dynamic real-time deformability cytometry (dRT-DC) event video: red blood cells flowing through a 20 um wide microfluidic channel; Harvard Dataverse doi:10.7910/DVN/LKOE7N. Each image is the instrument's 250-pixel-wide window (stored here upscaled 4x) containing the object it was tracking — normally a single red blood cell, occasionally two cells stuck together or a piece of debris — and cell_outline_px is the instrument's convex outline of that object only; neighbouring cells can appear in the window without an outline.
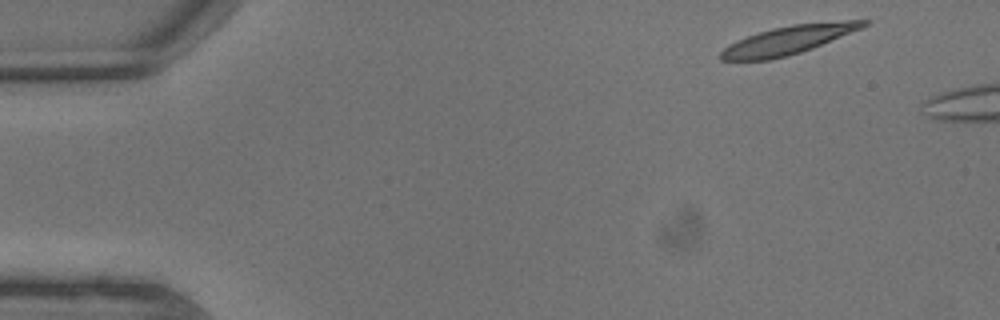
{"species": "common noctule bat (a hibernating species)", "species_latin": "Nyctalus noctula", "temperature_condition": "warm", "stored_images_in_passage": 3, "camera_frame_rate_fps": 3000, "um_per_image_px": 0.085, "animal": {"sex": "male", "body_mass_g": 13.3}, "frame": {"image": 1, "passage_image": 1, "time_ms": 0.0, "image_size_px": [1000, 320], "cell_outline_px": [[872, 20], [868, 24], [860, 28], [812, 48], [788, 56], [772, 60], [720, 60], [720, 52], [724, 48], [748, 36], [772, 28], [792, 24], [844, 20]], "centroid_in_image_um": [67.02, 3.4], "position_along_channel_um": 18.0, "area_um2": 23.24}}